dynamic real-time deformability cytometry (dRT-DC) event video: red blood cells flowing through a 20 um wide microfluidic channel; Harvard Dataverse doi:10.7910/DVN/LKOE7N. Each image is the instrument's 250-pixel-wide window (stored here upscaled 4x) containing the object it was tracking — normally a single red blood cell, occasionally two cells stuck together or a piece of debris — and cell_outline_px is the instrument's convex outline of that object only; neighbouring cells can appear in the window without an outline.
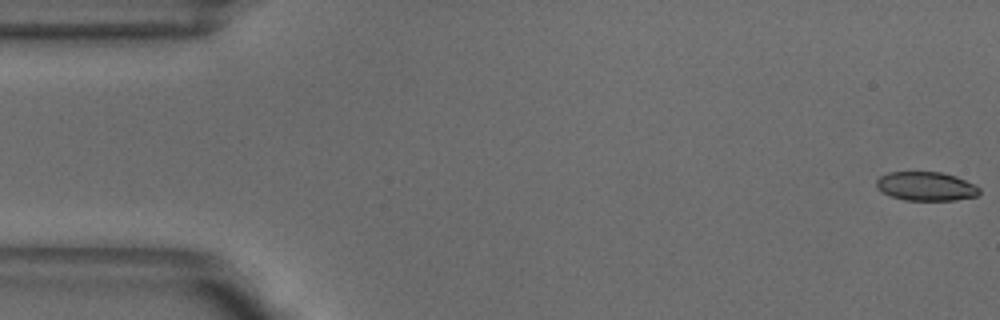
{"species": "common noctule bat (a hibernating species)", "species_latin": "Nyctalus noctula", "temperature_condition": "warm", "stored_images_in_passage": 52, "camera_frame_rate_fps": 3000, "um_per_image_px": 0.085, "animal": {"sex": "male", "body_mass_g": 18.8}, "frame": {"image": 1, "passage_image": 1, "time_ms": 0.0, "image_size_px": [1000, 320], "cell_outline_px": [[980, 192], [976, 196], [956, 200], [904, 200], [880, 192], [876, 188], [876, 180], [880, 176], [888, 172], [940, 172], [956, 176], [980, 188]], "centroid_in_image_um": [78.67, 15.83], "position_along_channel_um": 6.3, "area_um2": 17.34}}
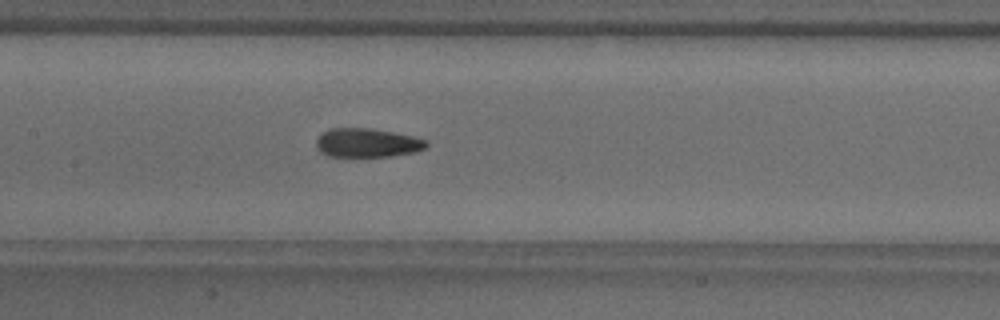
{"frame": {"image": 2, "passage_image": 24, "time_ms": 7.667, "image_size_px": [1000, 320], "cell_outline_px": [[428, 144], [424, 148], [416, 152], [392, 156], [356, 160], [328, 156], [320, 152], [316, 148], [316, 140], [328, 128], [368, 128], [392, 132], [412, 136], [428, 140]], "centroid_in_image_um": [31.17, 12.2], "position_along_channel_um": 176.2, "area_um2": 19.42}}
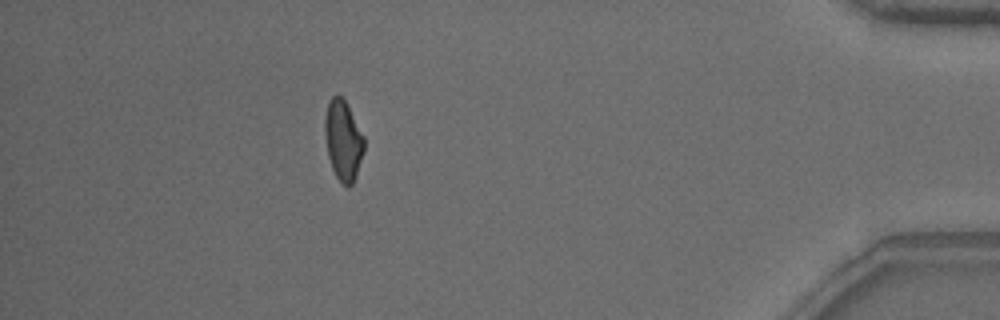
{"frame": {"image": 3, "passage_image": 46, "time_ms": 15.0, "image_size_px": [1000, 320], "cell_outline_px": [[364, 152], [356, 176], [352, 184], [348, 188], [336, 176], [332, 168], [328, 156], [324, 132], [324, 120], [328, 100], [332, 96], [340, 96], [344, 100], [364, 136]], "centroid_in_image_um": [29.16, 11.94], "position_along_channel_um": 406.0, "area_um2": 18.21}, "authors_computed_cell_mechanics": {"area_um2": 18.6405, "velocity_mm_per_s": 3.8861, "shape_relaxation_time_tau1_ms": 6.2919, "shape_relaxation_time_tau2_ms": 1.4167, "deformation_change_tau1": 0.1894, "deformation_change_tau2": 0.0864}}